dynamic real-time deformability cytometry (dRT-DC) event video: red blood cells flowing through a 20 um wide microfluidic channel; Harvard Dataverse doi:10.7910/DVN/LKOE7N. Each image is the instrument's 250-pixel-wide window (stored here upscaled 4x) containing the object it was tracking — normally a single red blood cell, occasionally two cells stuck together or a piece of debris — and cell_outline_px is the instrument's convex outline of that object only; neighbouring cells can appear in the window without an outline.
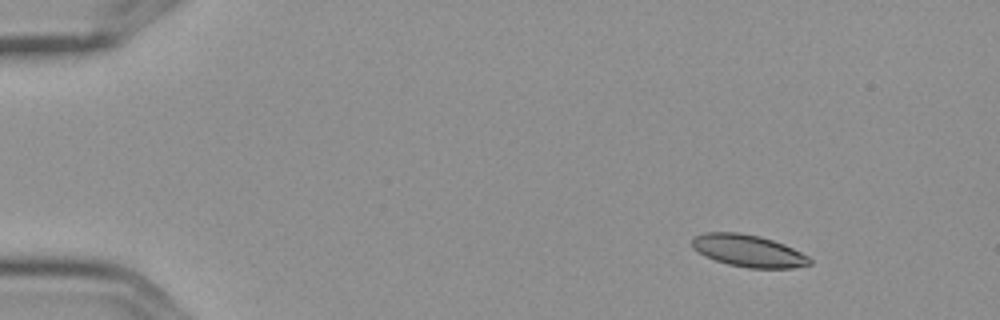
{"species": "Egyptian fruit bat (a non-hibernating species)", "species_latin": "Rousettus aegyptiacus", "temperature_condition": "cold", "stored_images_in_passage": 6, "camera_frame_rate_fps": 3000, "um_per_image_px": 0.085, "frame": {"image": 1, "passage_image": 3, "time_ms": 0.667, "image_size_px": [1000, 320], "cell_outline_px": [[812, 264], [792, 268], [748, 268], [728, 264], [704, 256], [692, 248], [692, 240], [696, 236], [704, 232], [736, 232], [760, 236], [784, 244], [808, 256], [812, 260]], "centroid_in_image_um": [63.6, 21.32], "position_along_channel_um": 21.4, "area_um2": 21.96}}
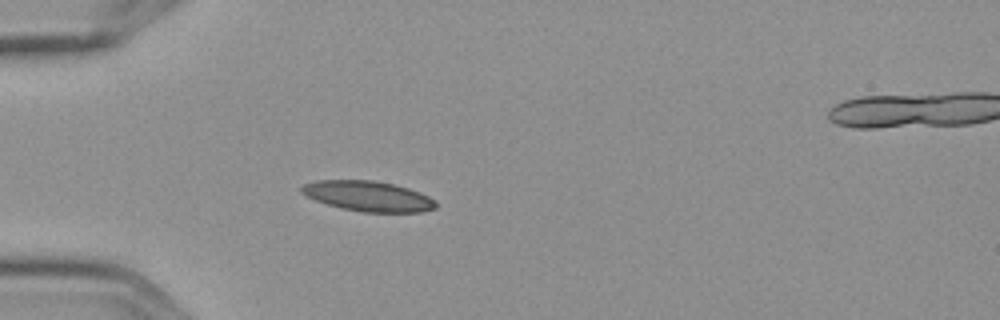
{"frame": {"image": 2, "passage_image": 5, "time_ms": 1.333, "image_size_px": [1000, 320], "cell_outline_px": [[436, 208], [420, 212], [364, 212], [340, 208], [316, 200], [300, 192], [300, 188], [304, 184], [316, 180], [372, 180], [392, 184], [408, 188], [420, 192], [436, 200]], "centroid_in_image_um": [31.3, 16.67], "position_along_channel_um": 53.7, "area_um2": 23.58}}